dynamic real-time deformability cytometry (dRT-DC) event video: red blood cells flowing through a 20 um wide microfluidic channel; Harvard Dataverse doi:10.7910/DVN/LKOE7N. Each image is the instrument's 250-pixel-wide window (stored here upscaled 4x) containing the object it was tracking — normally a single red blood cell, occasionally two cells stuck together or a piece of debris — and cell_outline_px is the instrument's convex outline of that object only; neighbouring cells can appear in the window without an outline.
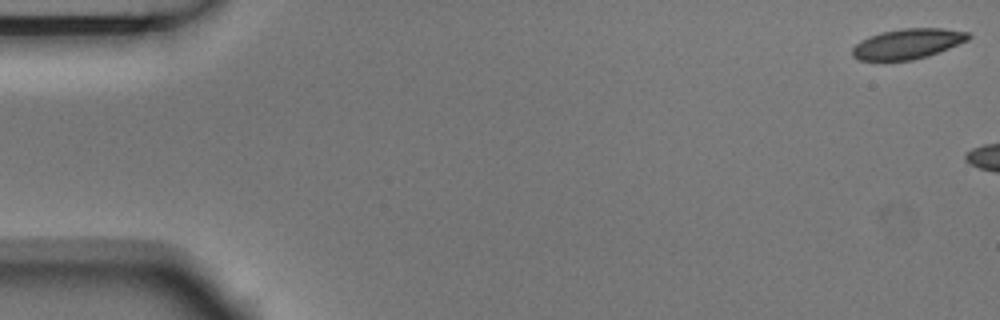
{"species": "Egyptian fruit bat (a non-hibernating species)", "species_latin": "Rousettus aegyptiacus", "temperature_condition": "room temperature", "stored_images_in_passage": 3, "camera_frame_rate_fps": 3000, "um_per_image_px": 0.085, "animal": {"sex": "male"}, "frame": {"image": 1, "passage_image": 1, "time_ms": 0.0, "image_size_px": [1000, 320], "cell_outline_px": [[972, 36], [968, 40], [928, 56], [912, 60], [860, 60], [852, 56], [852, 48], [860, 40], [868, 36], [880, 32], [900, 28], [944, 28], [968, 32]], "centroid_in_image_um": [77.14, 3.71], "position_along_channel_um": 7.9, "area_um2": 20.46}}